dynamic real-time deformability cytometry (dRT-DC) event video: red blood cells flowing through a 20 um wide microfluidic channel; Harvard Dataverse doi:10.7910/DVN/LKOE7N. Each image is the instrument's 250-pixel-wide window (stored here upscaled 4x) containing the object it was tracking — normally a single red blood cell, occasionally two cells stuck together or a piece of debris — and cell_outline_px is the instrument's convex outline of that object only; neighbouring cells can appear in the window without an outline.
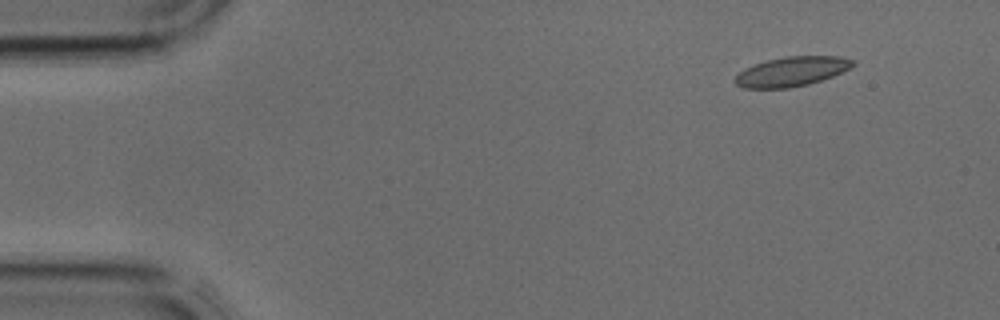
{"species": "common noctule bat (a hibernating species)", "species_latin": "Nyctalus noctula", "temperature_condition": "cold", "stored_images_in_passage": 3, "camera_frame_rate_fps": 3000, "um_per_image_px": 0.085, "animal": {"sex": "male", "body_mass_g": 17.9, "forearm_length_mm": 54.2}, "frame": {"image": 1, "passage_image": 1, "time_ms": 0.0, "image_size_px": [1000, 320], "cell_outline_px": [[856, 64], [832, 76], [808, 84], [788, 88], [744, 88], [736, 84], [736, 76], [744, 68], [768, 60], [784, 56], [836, 56], [856, 60]], "centroid_in_image_um": [67.3, 6.07], "position_along_channel_um": 17.7, "area_um2": 20.0}}
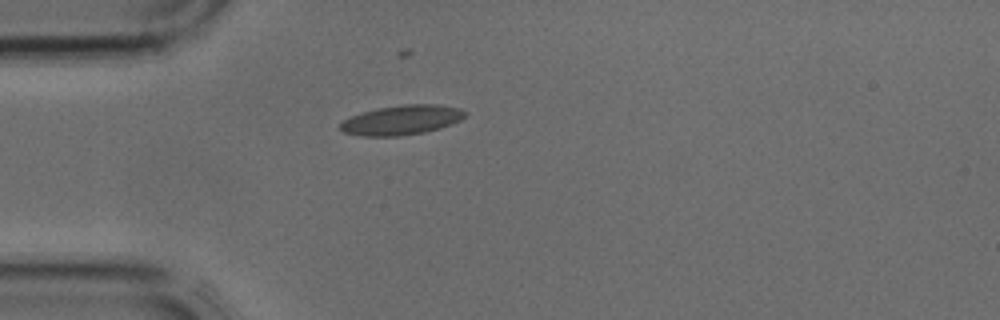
{"frame": {"image": 2, "passage_image": 3, "time_ms": 0.667, "image_size_px": [1000, 320], "cell_outline_px": [[468, 112], [460, 120], [452, 124], [440, 128], [424, 132], [396, 136], [360, 136], [344, 132], [340, 128], [340, 124], [344, 120], [352, 116], [376, 108], [404, 104], [436, 104], [460, 108]], "centroid_in_image_um": [34.17, 10.19], "position_along_channel_um": 50.8, "area_um2": 21.44}}